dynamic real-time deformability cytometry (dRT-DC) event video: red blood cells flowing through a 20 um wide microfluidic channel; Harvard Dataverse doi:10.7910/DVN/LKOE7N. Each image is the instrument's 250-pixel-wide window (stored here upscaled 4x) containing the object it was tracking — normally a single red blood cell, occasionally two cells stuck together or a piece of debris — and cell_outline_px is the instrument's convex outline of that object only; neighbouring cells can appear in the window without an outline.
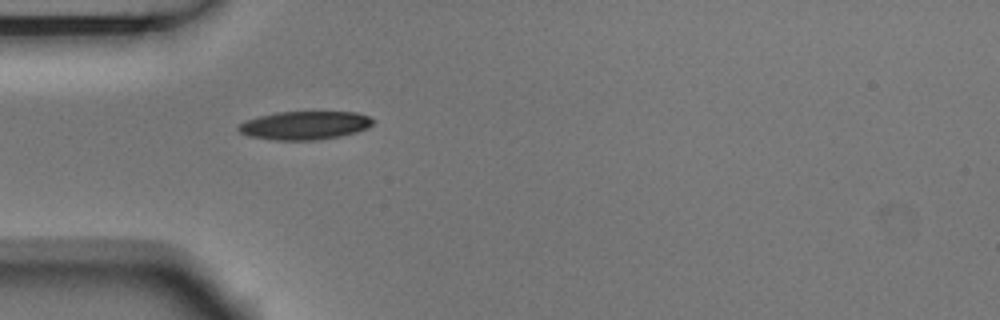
{"species": "Egyptian fruit bat (a non-hibernating species)", "species_latin": "Rousettus aegyptiacus", "temperature_condition": "room temperature", "stored_images_in_passage": 2, "camera_frame_rate_fps": 3000, "um_per_image_px": 0.085, "animal": {"sex": "male"}, "frame": {"image": 1, "passage_image": 2, "time_ms": 0.333, "image_size_px": [1000, 320], "cell_outline_px": [[376, 120], [368, 128], [356, 132], [340, 136], [320, 140], [276, 140], [248, 136], [240, 132], [236, 128], [240, 124], [248, 120], [260, 116], [276, 112], [356, 112], [368, 116]], "centroid_in_image_um": [25.94, 10.66], "position_along_channel_um": 59.1, "area_um2": 22.25}}